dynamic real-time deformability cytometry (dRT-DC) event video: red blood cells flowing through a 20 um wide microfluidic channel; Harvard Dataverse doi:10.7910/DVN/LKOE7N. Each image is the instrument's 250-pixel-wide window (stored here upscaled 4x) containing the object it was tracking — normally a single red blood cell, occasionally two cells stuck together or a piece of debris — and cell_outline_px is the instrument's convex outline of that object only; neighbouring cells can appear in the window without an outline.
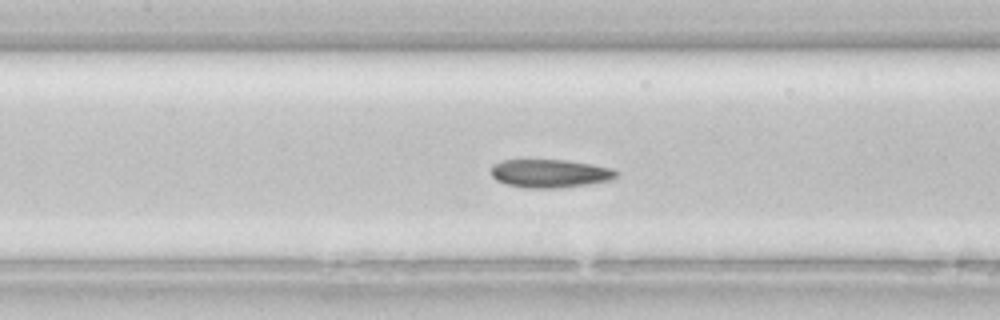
{"species": "common noctule bat (a hibernating species)", "species_latin": "Nyctalus noctula", "temperature_condition": "room temperature", "stored_images_in_passage": 14, "camera_frame_rate_fps": 3000, "um_per_image_px": 0.085, "animal": {"sex": "female", "body_mass_g": 22.7, "forearm_length_mm": 54.2}, "frame": {"image": 1, "passage_image": 10, "time_ms": 3.0, "image_size_px": [1000, 320], "cell_outline_px": [[620, 172], [612, 180], [588, 184], [556, 188], [528, 188], [504, 184], [496, 180], [492, 176], [492, 164], [500, 160], [568, 160], [592, 164], [612, 168]], "centroid_in_image_um": [46.75, 14.74], "position_along_channel_um": 160.6, "area_um2": 20.81}}
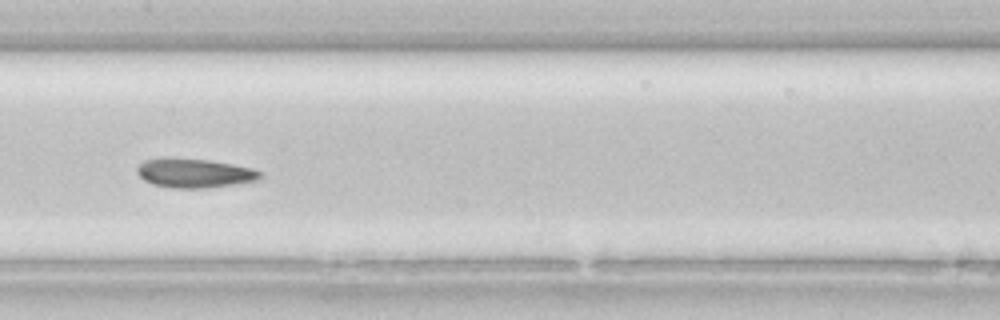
{"frame": {"image": 2, "passage_image": 12, "time_ms": 3.667, "image_size_px": [1000, 320], "cell_outline_px": [[264, 176], [256, 180], [232, 184], [204, 188], [176, 188], [152, 184], [144, 180], [136, 172], [136, 168], [144, 160], [208, 160], [232, 164], [252, 168], [264, 172]], "centroid_in_image_um": [16.58, 14.74], "position_along_channel_um": 190.8, "area_um2": 20.17}}
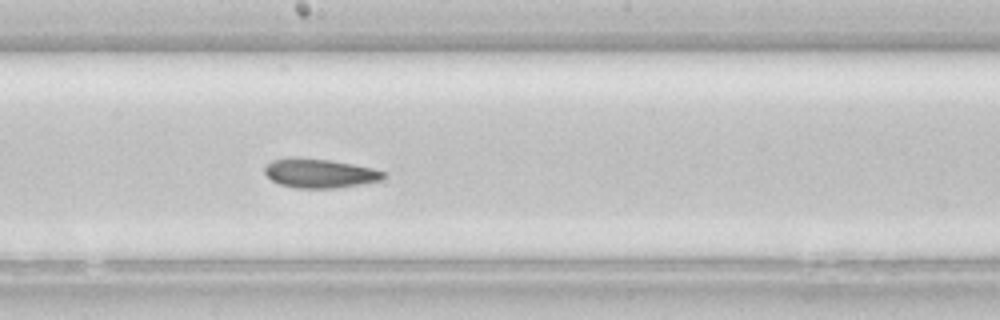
{"frame": {"image": 3, "passage_image": 14, "time_ms": 4.333, "image_size_px": [1000, 320], "cell_outline_px": [[388, 176], [384, 180], [336, 188], [296, 188], [280, 184], [272, 180], [264, 172], [264, 168], [272, 160], [292, 156], [296, 156], [332, 160], [372, 168], [388, 172]], "centroid_in_image_um": [27.21, 14.71], "position_along_channel_um": 221.0, "area_um2": 20.52}}